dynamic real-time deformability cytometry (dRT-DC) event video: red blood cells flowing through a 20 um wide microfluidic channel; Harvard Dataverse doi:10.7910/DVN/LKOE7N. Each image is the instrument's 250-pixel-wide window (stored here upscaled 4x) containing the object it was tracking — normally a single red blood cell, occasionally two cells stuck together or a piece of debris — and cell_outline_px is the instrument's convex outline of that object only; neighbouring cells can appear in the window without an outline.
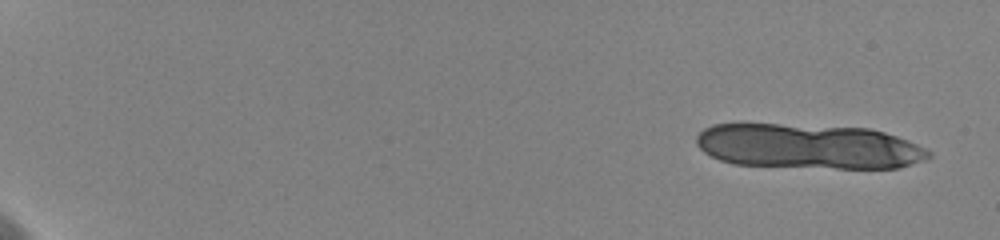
{"species": "human", "species_latin": "Homo sapiens", "temperature_condition": "cold", "stored_images_in_passage": 23, "camera_frame_rate_fps": 3000, "um_per_image_px": 0.085, "donor": {"sex": "female"}, "frame": {"image": 1, "passage_image": 4, "time_ms": 0.667, "image_size_px": [1000, 240], "cell_outline_px": [[932, 156], [900, 168], [836, 168], [732, 164], [720, 160], [704, 152], [696, 144], [696, 136], [704, 128], [712, 124], [776, 124], [868, 128], [884, 132], [908, 140], [932, 152]], "centroid_in_image_um": [68.7, 12.44], "position_along_channel_um": 16.3, "area_um2": 60.57}}